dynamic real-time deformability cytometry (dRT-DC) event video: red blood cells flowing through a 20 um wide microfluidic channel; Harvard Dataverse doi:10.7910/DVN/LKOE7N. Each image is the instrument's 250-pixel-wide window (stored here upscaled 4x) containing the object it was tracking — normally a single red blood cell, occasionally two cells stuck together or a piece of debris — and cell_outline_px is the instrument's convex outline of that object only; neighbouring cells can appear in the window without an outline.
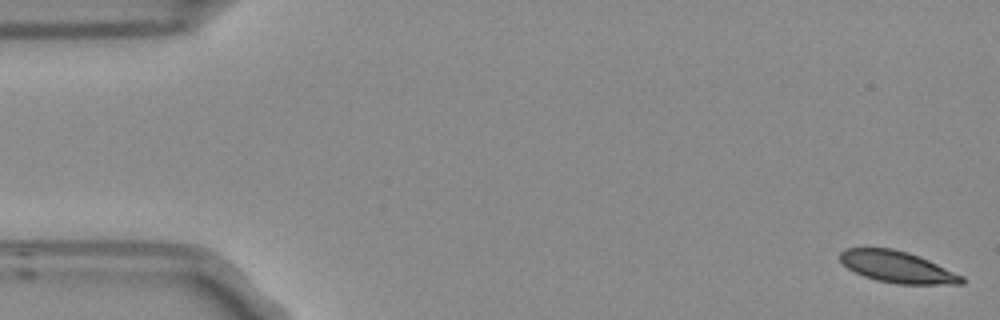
{"species": "Egyptian fruit bat (a non-hibernating species)", "species_latin": "Rousettus aegyptiacus", "temperature_condition": "room temperature", "stored_images_in_passage": 6, "camera_frame_rate_fps": 3000, "um_per_image_px": 0.085, "frame": {"image": 1, "passage_image": 1, "time_ms": 0.0, "image_size_px": [1000, 320], "cell_outline_px": [[964, 284], [900, 284], [876, 280], [864, 276], [848, 268], [840, 260], [840, 252], [844, 248], [892, 248], [908, 252], [920, 256], [964, 276]], "centroid_in_image_um": [76.29, 22.69], "position_along_channel_um": 8.7, "area_um2": 22.31}}
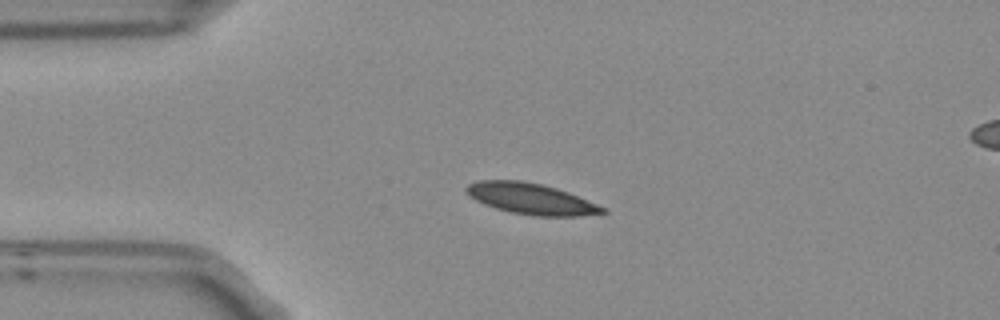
{"frame": {"image": 2, "passage_image": 4, "time_ms": 1.0, "image_size_px": [1000, 320], "cell_outline_px": [[608, 212], [580, 216], [532, 216], [512, 212], [496, 208], [484, 204], [476, 200], [464, 192], [464, 188], [468, 184], [480, 180], [520, 180], [540, 184], [556, 188], [568, 192], [608, 208]], "centroid_in_image_um": [45.15, 16.9], "position_along_channel_um": 39.9, "area_um2": 24.68}}